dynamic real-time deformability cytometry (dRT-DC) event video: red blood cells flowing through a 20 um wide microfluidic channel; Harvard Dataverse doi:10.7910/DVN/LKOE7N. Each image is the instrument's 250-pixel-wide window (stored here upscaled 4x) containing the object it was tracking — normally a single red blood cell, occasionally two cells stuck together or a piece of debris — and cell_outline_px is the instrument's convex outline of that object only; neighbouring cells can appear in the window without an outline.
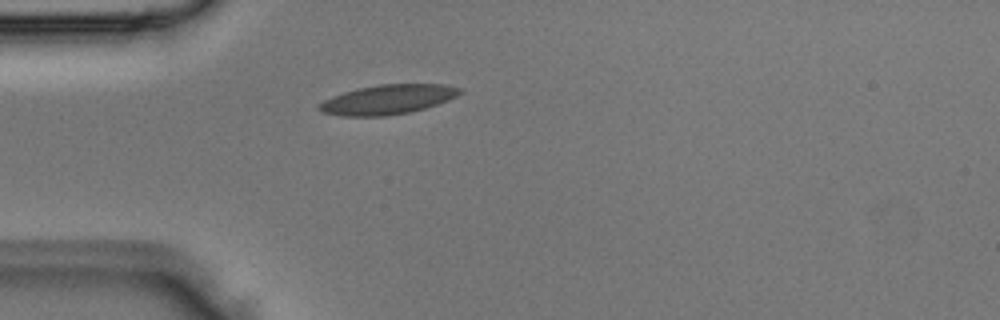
{"species": "Egyptian fruit bat (a non-hibernating species)", "species_latin": "Rousettus aegyptiacus", "temperature_condition": "room temperature", "stored_images_in_passage": 1, "camera_frame_rate_fps": 3000, "um_per_image_px": 0.085, "animal": {"sex": "male"}, "frame": {"image": 1, "passage_image": 1, "time_ms": 0.0, "image_size_px": [1000, 320], "cell_outline_px": [[464, 92], [448, 100], [424, 108], [408, 112], [384, 116], [340, 116], [320, 112], [316, 108], [324, 100], [332, 96], [344, 92], [360, 88], [380, 84], [444, 84], [464, 88]], "centroid_in_image_um": [32.97, 8.45], "position_along_channel_um": 52.0, "area_um2": 24.22}}